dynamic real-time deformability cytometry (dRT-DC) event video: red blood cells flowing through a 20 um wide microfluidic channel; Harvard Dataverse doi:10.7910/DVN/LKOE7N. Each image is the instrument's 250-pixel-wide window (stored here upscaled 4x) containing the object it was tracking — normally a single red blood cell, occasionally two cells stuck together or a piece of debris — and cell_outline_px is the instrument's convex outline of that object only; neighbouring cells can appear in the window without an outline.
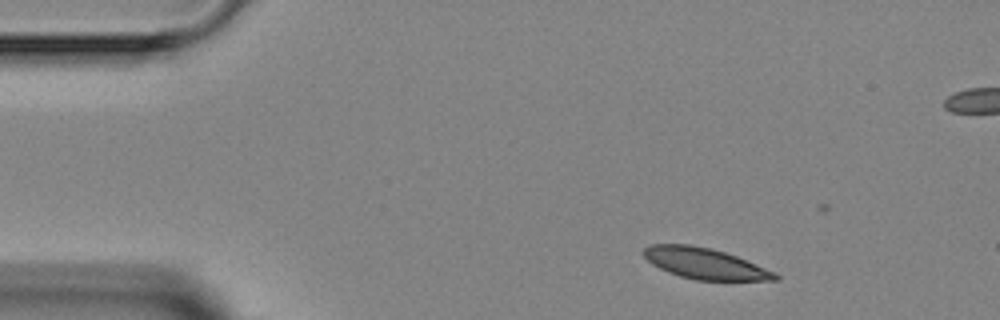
{"species": "Egyptian fruit bat (a non-hibernating species)", "species_latin": "Rousettus aegyptiacus", "temperature_condition": "room temperature", "stored_images_in_passage": 2, "camera_frame_rate_fps": 3000, "um_per_image_px": 0.085, "animal": {"sex": "female"}, "frame": {"image": 1, "passage_image": 1, "time_ms": 0.0, "image_size_px": [1000, 320], "cell_outline_px": [[780, 280], [696, 280], [680, 276], [668, 272], [652, 264], [640, 252], [644, 248], [652, 244], [692, 244], [724, 252], [736, 256], [776, 272], [780, 276]], "centroid_in_image_um": [59.91, 22.4], "position_along_channel_um": 25.1, "area_um2": 23.64}}